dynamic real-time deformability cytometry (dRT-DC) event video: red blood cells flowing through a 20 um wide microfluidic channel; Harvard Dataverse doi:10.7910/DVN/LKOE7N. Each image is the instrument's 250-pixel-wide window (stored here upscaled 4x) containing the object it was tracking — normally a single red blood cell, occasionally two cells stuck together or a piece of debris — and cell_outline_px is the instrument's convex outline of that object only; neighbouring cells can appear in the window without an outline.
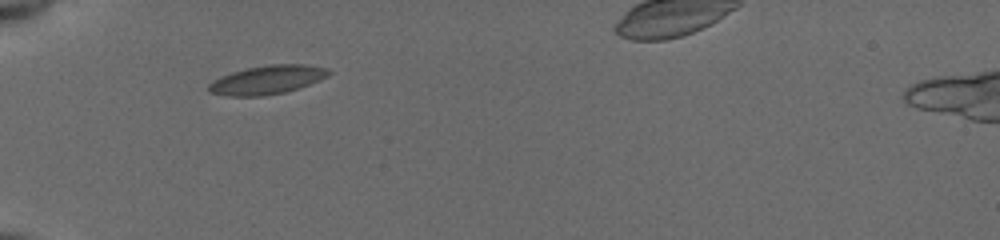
{"species": "common noctule bat (a hibernating species)", "species_latin": "Nyctalus noctula", "temperature_condition": "cold", "stored_images_in_passage": 37, "camera_frame_rate_fps": 3000, "um_per_image_px": 0.085, "animal": {"sex": "female", "body_mass_g": 19.5, "forearm_length_mm": 54.1}, "frame": {"image": 1, "passage_image": 3, "time_ms": 0.667, "image_size_px": [1000, 240], "cell_outline_px": [[332, 72], [328, 76], [308, 84], [284, 92], [260, 96], [228, 96], [208, 92], [208, 84], [212, 80], [220, 76], [232, 72], [248, 68], [268, 64], [304, 64], [328, 68]], "centroid_in_image_um": [22.68, 6.77], "position_along_channel_um": 62.3, "area_um2": 20.0}}
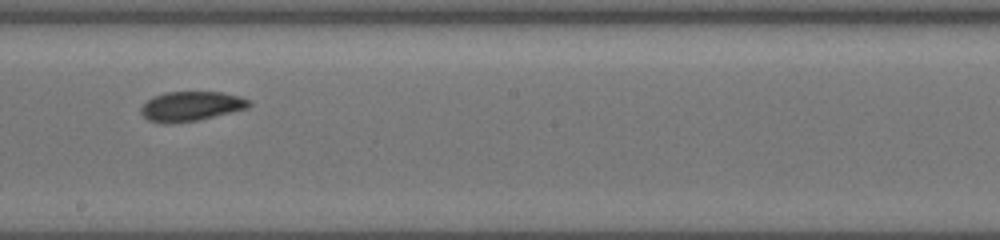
{"frame": {"image": 2, "passage_image": 17, "time_ms": 5.333, "image_size_px": [1000, 240], "cell_outline_px": [[252, 104], [248, 108], [196, 120], [168, 124], [164, 124], [148, 120], [140, 112], [140, 108], [152, 96], [164, 92], [224, 92], [240, 96], [252, 100]], "centroid_in_image_um": [16.25, 9.02], "position_along_channel_um": 232.0, "area_um2": 18.73}}
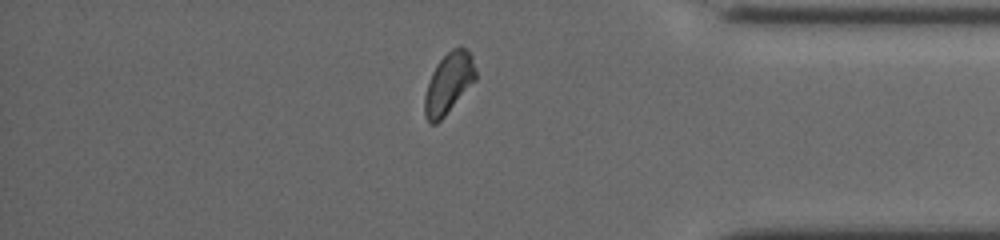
{"frame": {"image": 3, "passage_image": 31, "time_ms": 10.0, "image_size_px": [1000, 240], "cell_outline_px": [[476, 80], [444, 116], [436, 124], [432, 124], [424, 116], [424, 96], [432, 72], [436, 64], [452, 48], [460, 44], [468, 48], [472, 56], [476, 72]], "centroid_in_image_um": [38.15, 7.03], "position_along_channel_um": 397.1, "area_um2": 18.15}}